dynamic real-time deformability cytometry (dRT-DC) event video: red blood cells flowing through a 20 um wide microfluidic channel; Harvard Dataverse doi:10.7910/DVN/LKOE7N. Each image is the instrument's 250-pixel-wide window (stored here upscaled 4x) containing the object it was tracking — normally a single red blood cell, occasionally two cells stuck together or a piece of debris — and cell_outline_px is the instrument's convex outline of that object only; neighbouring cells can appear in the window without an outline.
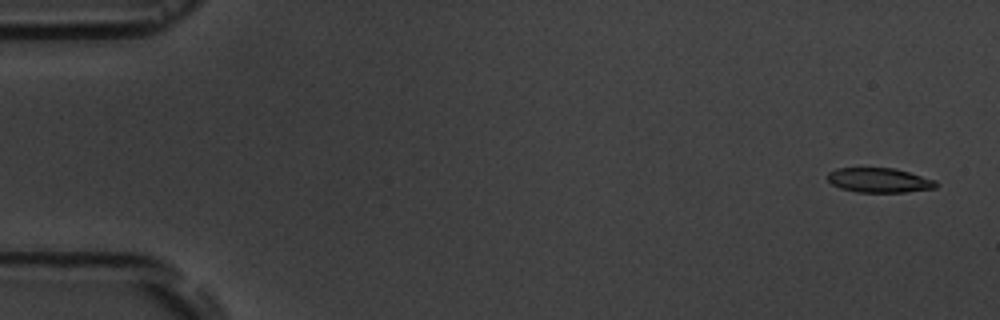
{"species": "common noctule bat (a hibernating species)", "species_latin": "Nyctalus noctula", "temperature_condition": "room temperature", "stored_images_in_passage": 6, "camera_frame_rate_fps": 3000, "um_per_image_px": 0.085, "animal": {"sex": "male", "body_mass_g": 19.5, "forearm_length_mm": 54.6}, "frame": {"image": 1, "passage_image": 1, "time_ms": 0.0, "image_size_px": [1000, 320], "cell_outline_px": [[940, 184], [936, 188], [904, 192], [856, 192], [840, 188], [832, 184], [828, 180], [828, 172], [836, 168], [896, 168], [936, 180]], "centroid_in_image_um": [74.76, 15.32], "position_along_channel_um": 10.2, "area_um2": 15.66}}
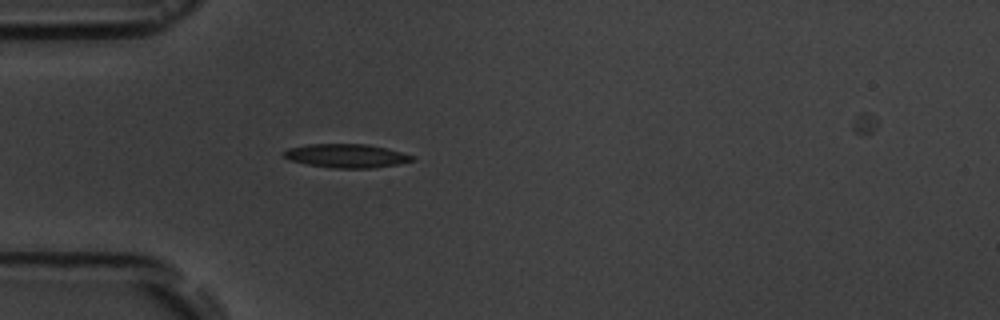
{"frame": {"image": 2, "passage_image": 5, "time_ms": 4.667, "image_size_px": [1000, 320], "cell_outline_px": [[416, 160], [396, 164], [372, 168], [332, 168], [308, 164], [288, 160], [280, 152], [288, 148], [308, 144], [368, 144], [388, 148], [416, 156]], "centroid_in_image_um": [29.45, 13.24], "position_along_channel_um": 55.6, "area_um2": 17.92}}